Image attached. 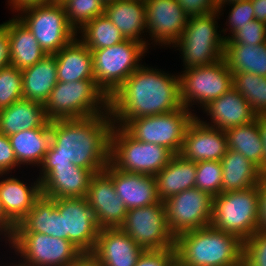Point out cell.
<instances>
[{"label": "cell", "mask_w": 266, "mask_h": 266, "mask_svg": "<svg viewBox=\"0 0 266 266\" xmlns=\"http://www.w3.org/2000/svg\"><path fill=\"white\" fill-rule=\"evenodd\" d=\"M148 49L141 42L125 39L92 51L94 81L108 98L142 65L140 60Z\"/></svg>", "instance_id": "obj_8"}, {"label": "cell", "mask_w": 266, "mask_h": 266, "mask_svg": "<svg viewBox=\"0 0 266 266\" xmlns=\"http://www.w3.org/2000/svg\"><path fill=\"white\" fill-rule=\"evenodd\" d=\"M242 260L247 266H266V232L257 231L243 242Z\"/></svg>", "instance_id": "obj_41"}, {"label": "cell", "mask_w": 266, "mask_h": 266, "mask_svg": "<svg viewBox=\"0 0 266 266\" xmlns=\"http://www.w3.org/2000/svg\"><path fill=\"white\" fill-rule=\"evenodd\" d=\"M182 72L178 74L180 101L189 110L190 106L194 107L192 105L197 103L204 108L233 87V73L224 58L212 65L189 68Z\"/></svg>", "instance_id": "obj_12"}, {"label": "cell", "mask_w": 266, "mask_h": 266, "mask_svg": "<svg viewBox=\"0 0 266 266\" xmlns=\"http://www.w3.org/2000/svg\"><path fill=\"white\" fill-rule=\"evenodd\" d=\"M72 266H98L89 256H84L78 263Z\"/></svg>", "instance_id": "obj_52"}, {"label": "cell", "mask_w": 266, "mask_h": 266, "mask_svg": "<svg viewBox=\"0 0 266 266\" xmlns=\"http://www.w3.org/2000/svg\"><path fill=\"white\" fill-rule=\"evenodd\" d=\"M49 121L78 119L109 110V98L94 80L57 82L44 104Z\"/></svg>", "instance_id": "obj_4"}, {"label": "cell", "mask_w": 266, "mask_h": 266, "mask_svg": "<svg viewBox=\"0 0 266 266\" xmlns=\"http://www.w3.org/2000/svg\"><path fill=\"white\" fill-rule=\"evenodd\" d=\"M239 1H242V0H216L217 11L220 13L221 10L223 11V7L225 4L230 5V4L239 2Z\"/></svg>", "instance_id": "obj_53"}, {"label": "cell", "mask_w": 266, "mask_h": 266, "mask_svg": "<svg viewBox=\"0 0 266 266\" xmlns=\"http://www.w3.org/2000/svg\"><path fill=\"white\" fill-rule=\"evenodd\" d=\"M189 16L206 15L217 10L216 0H177Z\"/></svg>", "instance_id": "obj_45"}, {"label": "cell", "mask_w": 266, "mask_h": 266, "mask_svg": "<svg viewBox=\"0 0 266 266\" xmlns=\"http://www.w3.org/2000/svg\"><path fill=\"white\" fill-rule=\"evenodd\" d=\"M104 171L112 178L116 194L127 210L150 206L160 201L154 176L121 171L110 163Z\"/></svg>", "instance_id": "obj_20"}, {"label": "cell", "mask_w": 266, "mask_h": 266, "mask_svg": "<svg viewBox=\"0 0 266 266\" xmlns=\"http://www.w3.org/2000/svg\"><path fill=\"white\" fill-rule=\"evenodd\" d=\"M225 44L260 45L266 42V24L252 20L225 37Z\"/></svg>", "instance_id": "obj_40"}, {"label": "cell", "mask_w": 266, "mask_h": 266, "mask_svg": "<svg viewBox=\"0 0 266 266\" xmlns=\"http://www.w3.org/2000/svg\"><path fill=\"white\" fill-rule=\"evenodd\" d=\"M10 7L13 11H17L23 7L33 4H44L53 2V0H8Z\"/></svg>", "instance_id": "obj_50"}, {"label": "cell", "mask_w": 266, "mask_h": 266, "mask_svg": "<svg viewBox=\"0 0 266 266\" xmlns=\"http://www.w3.org/2000/svg\"><path fill=\"white\" fill-rule=\"evenodd\" d=\"M86 198L100 229L117 228L124 223L127 208L117 196L112 178L105 171L92 176Z\"/></svg>", "instance_id": "obj_17"}, {"label": "cell", "mask_w": 266, "mask_h": 266, "mask_svg": "<svg viewBox=\"0 0 266 266\" xmlns=\"http://www.w3.org/2000/svg\"><path fill=\"white\" fill-rule=\"evenodd\" d=\"M17 166L20 165L17 162L9 137L0 133V176L11 173Z\"/></svg>", "instance_id": "obj_44"}, {"label": "cell", "mask_w": 266, "mask_h": 266, "mask_svg": "<svg viewBox=\"0 0 266 266\" xmlns=\"http://www.w3.org/2000/svg\"><path fill=\"white\" fill-rule=\"evenodd\" d=\"M173 155L168 148L136 140L121 126L112 127L109 163L116 169L155 176Z\"/></svg>", "instance_id": "obj_7"}, {"label": "cell", "mask_w": 266, "mask_h": 266, "mask_svg": "<svg viewBox=\"0 0 266 266\" xmlns=\"http://www.w3.org/2000/svg\"><path fill=\"white\" fill-rule=\"evenodd\" d=\"M23 98L22 70L8 65L0 69V110Z\"/></svg>", "instance_id": "obj_39"}, {"label": "cell", "mask_w": 266, "mask_h": 266, "mask_svg": "<svg viewBox=\"0 0 266 266\" xmlns=\"http://www.w3.org/2000/svg\"><path fill=\"white\" fill-rule=\"evenodd\" d=\"M180 107L179 75L144 65L109 98L113 123L121 127L132 119L168 113Z\"/></svg>", "instance_id": "obj_2"}, {"label": "cell", "mask_w": 266, "mask_h": 266, "mask_svg": "<svg viewBox=\"0 0 266 266\" xmlns=\"http://www.w3.org/2000/svg\"><path fill=\"white\" fill-rule=\"evenodd\" d=\"M10 245L23 259L19 266H72L85 256L69 240L38 232H14Z\"/></svg>", "instance_id": "obj_10"}, {"label": "cell", "mask_w": 266, "mask_h": 266, "mask_svg": "<svg viewBox=\"0 0 266 266\" xmlns=\"http://www.w3.org/2000/svg\"><path fill=\"white\" fill-rule=\"evenodd\" d=\"M113 125L109 110L85 118L50 121L51 146L39 166L38 179L63 165H77L94 174L104 171L109 165Z\"/></svg>", "instance_id": "obj_1"}, {"label": "cell", "mask_w": 266, "mask_h": 266, "mask_svg": "<svg viewBox=\"0 0 266 266\" xmlns=\"http://www.w3.org/2000/svg\"><path fill=\"white\" fill-rule=\"evenodd\" d=\"M259 121L260 133L264 143L265 157H264V177H266V115L256 117Z\"/></svg>", "instance_id": "obj_51"}, {"label": "cell", "mask_w": 266, "mask_h": 266, "mask_svg": "<svg viewBox=\"0 0 266 266\" xmlns=\"http://www.w3.org/2000/svg\"><path fill=\"white\" fill-rule=\"evenodd\" d=\"M10 65L7 22L0 24V69Z\"/></svg>", "instance_id": "obj_46"}, {"label": "cell", "mask_w": 266, "mask_h": 266, "mask_svg": "<svg viewBox=\"0 0 266 266\" xmlns=\"http://www.w3.org/2000/svg\"><path fill=\"white\" fill-rule=\"evenodd\" d=\"M216 10L210 14L189 16L180 38L172 47H180L184 69L212 65L224 58L225 36L217 32ZM220 33V34H219Z\"/></svg>", "instance_id": "obj_5"}, {"label": "cell", "mask_w": 266, "mask_h": 266, "mask_svg": "<svg viewBox=\"0 0 266 266\" xmlns=\"http://www.w3.org/2000/svg\"><path fill=\"white\" fill-rule=\"evenodd\" d=\"M10 65L23 70L47 54L32 32L16 16L7 21Z\"/></svg>", "instance_id": "obj_27"}, {"label": "cell", "mask_w": 266, "mask_h": 266, "mask_svg": "<svg viewBox=\"0 0 266 266\" xmlns=\"http://www.w3.org/2000/svg\"><path fill=\"white\" fill-rule=\"evenodd\" d=\"M101 1L106 5L107 3H111V2H113L115 0H101Z\"/></svg>", "instance_id": "obj_55"}, {"label": "cell", "mask_w": 266, "mask_h": 266, "mask_svg": "<svg viewBox=\"0 0 266 266\" xmlns=\"http://www.w3.org/2000/svg\"><path fill=\"white\" fill-rule=\"evenodd\" d=\"M15 227L16 226L5 215L0 201V235H4V238L7 237L6 239L10 241Z\"/></svg>", "instance_id": "obj_48"}, {"label": "cell", "mask_w": 266, "mask_h": 266, "mask_svg": "<svg viewBox=\"0 0 266 266\" xmlns=\"http://www.w3.org/2000/svg\"><path fill=\"white\" fill-rule=\"evenodd\" d=\"M14 232H38L63 238V218L55 206V199L41 195Z\"/></svg>", "instance_id": "obj_32"}, {"label": "cell", "mask_w": 266, "mask_h": 266, "mask_svg": "<svg viewBox=\"0 0 266 266\" xmlns=\"http://www.w3.org/2000/svg\"><path fill=\"white\" fill-rule=\"evenodd\" d=\"M234 266H247V265H246L245 262L242 260V261H240L238 264H236V265H234Z\"/></svg>", "instance_id": "obj_54"}, {"label": "cell", "mask_w": 266, "mask_h": 266, "mask_svg": "<svg viewBox=\"0 0 266 266\" xmlns=\"http://www.w3.org/2000/svg\"><path fill=\"white\" fill-rule=\"evenodd\" d=\"M54 55L58 82L94 80L93 54L77 36Z\"/></svg>", "instance_id": "obj_25"}, {"label": "cell", "mask_w": 266, "mask_h": 266, "mask_svg": "<svg viewBox=\"0 0 266 266\" xmlns=\"http://www.w3.org/2000/svg\"><path fill=\"white\" fill-rule=\"evenodd\" d=\"M259 190V230L266 232V177L258 185Z\"/></svg>", "instance_id": "obj_47"}, {"label": "cell", "mask_w": 266, "mask_h": 266, "mask_svg": "<svg viewBox=\"0 0 266 266\" xmlns=\"http://www.w3.org/2000/svg\"><path fill=\"white\" fill-rule=\"evenodd\" d=\"M196 163L174 154L169 163L154 177L160 201L195 187Z\"/></svg>", "instance_id": "obj_28"}, {"label": "cell", "mask_w": 266, "mask_h": 266, "mask_svg": "<svg viewBox=\"0 0 266 266\" xmlns=\"http://www.w3.org/2000/svg\"><path fill=\"white\" fill-rule=\"evenodd\" d=\"M48 122L44 105L27 99L22 98L0 110V133L6 136L44 127Z\"/></svg>", "instance_id": "obj_29"}, {"label": "cell", "mask_w": 266, "mask_h": 266, "mask_svg": "<svg viewBox=\"0 0 266 266\" xmlns=\"http://www.w3.org/2000/svg\"><path fill=\"white\" fill-rule=\"evenodd\" d=\"M41 195V183L38 178L31 183V187L11 176L0 180L1 205L5 215L15 226L26 217Z\"/></svg>", "instance_id": "obj_23"}, {"label": "cell", "mask_w": 266, "mask_h": 266, "mask_svg": "<svg viewBox=\"0 0 266 266\" xmlns=\"http://www.w3.org/2000/svg\"><path fill=\"white\" fill-rule=\"evenodd\" d=\"M224 59L232 73L266 77V42L260 45L225 44Z\"/></svg>", "instance_id": "obj_34"}, {"label": "cell", "mask_w": 266, "mask_h": 266, "mask_svg": "<svg viewBox=\"0 0 266 266\" xmlns=\"http://www.w3.org/2000/svg\"><path fill=\"white\" fill-rule=\"evenodd\" d=\"M195 117L182 106L168 113L132 119L123 128L138 141L157 144L179 154L187 127Z\"/></svg>", "instance_id": "obj_11"}, {"label": "cell", "mask_w": 266, "mask_h": 266, "mask_svg": "<svg viewBox=\"0 0 266 266\" xmlns=\"http://www.w3.org/2000/svg\"><path fill=\"white\" fill-rule=\"evenodd\" d=\"M163 204L174 237L211 224L213 197L196 187L169 197Z\"/></svg>", "instance_id": "obj_14"}, {"label": "cell", "mask_w": 266, "mask_h": 266, "mask_svg": "<svg viewBox=\"0 0 266 266\" xmlns=\"http://www.w3.org/2000/svg\"><path fill=\"white\" fill-rule=\"evenodd\" d=\"M80 41L90 51L113 46L125 40L120 30L105 15H100L85 24L77 33Z\"/></svg>", "instance_id": "obj_35"}, {"label": "cell", "mask_w": 266, "mask_h": 266, "mask_svg": "<svg viewBox=\"0 0 266 266\" xmlns=\"http://www.w3.org/2000/svg\"><path fill=\"white\" fill-rule=\"evenodd\" d=\"M61 3L68 23L76 32L97 16L105 14V4L101 0H64Z\"/></svg>", "instance_id": "obj_37"}, {"label": "cell", "mask_w": 266, "mask_h": 266, "mask_svg": "<svg viewBox=\"0 0 266 266\" xmlns=\"http://www.w3.org/2000/svg\"><path fill=\"white\" fill-rule=\"evenodd\" d=\"M253 5L255 20L266 24V0H251Z\"/></svg>", "instance_id": "obj_49"}, {"label": "cell", "mask_w": 266, "mask_h": 266, "mask_svg": "<svg viewBox=\"0 0 266 266\" xmlns=\"http://www.w3.org/2000/svg\"><path fill=\"white\" fill-rule=\"evenodd\" d=\"M135 266H176L175 248L144 250Z\"/></svg>", "instance_id": "obj_43"}, {"label": "cell", "mask_w": 266, "mask_h": 266, "mask_svg": "<svg viewBox=\"0 0 266 266\" xmlns=\"http://www.w3.org/2000/svg\"><path fill=\"white\" fill-rule=\"evenodd\" d=\"M233 6L231 11L229 12V19L227 26L228 28H223L221 32H225L229 30L232 34L236 29H242V26L248 24V22L255 20L253 5L251 0H242L229 6Z\"/></svg>", "instance_id": "obj_42"}, {"label": "cell", "mask_w": 266, "mask_h": 266, "mask_svg": "<svg viewBox=\"0 0 266 266\" xmlns=\"http://www.w3.org/2000/svg\"><path fill=\"white\" fill-rule=\"evenodd\" d=\"M105 15L125 39L136 40L146 47L151 45L141 35L147 32L145 0H115L105 5Z\"/></svg>", "instance_id": "obj_24"}, {"label": "cell", "mask_w": 266, "mask_h": 266, "mask_svg": "<svg viewBox=\"0 0 266 266\" xmlns=\"http://www.w3.org/2000/svg\"><path fill=\"white\" fill-rule=\"evenodd\" d=\"M176 266H234L242 261L243 241L211 225L175 237Z\"/></svg>", "instance_id": "obj_3"}, {"label": "cell", "mask_w": 266, "mask_h": 266, "mask_svg": "<svg viewBox=\"0 0 266 266\" xmlns=\"http://www.w3.org/2000/svg\"><path fill=\"white\" fill-rule=\"evenodd\" d=\"M17 18L32 32L47 55H54L77 35L62 3L33 4L18 10ZM24 13V14H23Z\"/></svg>", "instance_id": "obj_9"}, {"label": "cell", "mask_w": 266, "mask_h": 266, "mask_svg": "<svg viewBox=\"0 0 266 266\" xmlns=\"http://www.w3.org/2000/svg\"><path fill=\"white\" fill-rule=\"evenodd\" d=\"M64 0H53V2H58V3H61L63 2Z\"/></svg>", "instance_id": "obj_56"}, {"label": "cell", "mask_w": 266, "mask_h": 266, "mask_svg": "<svg viewBox=\"0 0 266 266\" xmlns=\"http://www.w3.org/2000/svg\"><path fill=\"white\" fill-rule=\"evenodd\" d=\"M143 251L120 227L102 228L89 257L98 266H135Z\"/></svg>", "instance_id": "obj_18"}, {"label": "cell", "mask_w": 266, "mask_h": 266, "mask_svg": "<svg viewBox=\"0 0 266 266\" xmlns=\"http://www.w3.org/2000/svg\"><path fill=\"white\" fill-rule=\"evenodd\" d=\"M222 193L246 190L260 184L261 170L240 152L229 150L221 159Z\"/></svg>", "instance_id": "obj_30"}, {"label": "cell", "mask_w": 266, "mask_h": 266, "mask_svg": "<svg viewBox=\"0 0 266 266\" xmlns=\"http://www.w3.org/2000/svg\"><path fill=\"white\" fill-rule=\"evenodd\" d=\"M195 187L212 197L222 193L221 161H200L196 163Z\"/></svg>", "instance_id": "obj_38"}, {"label": "cell", "mask_w": 266, "mask_h": 266, "mask_svg": "<svg viewBox=\"0 0 266 266\" xmlns=\"http://www.w3.org/2000/svg\"><path fill=\"white\" fill-rule=\"evenodd\" d=\"M57 82L56 57L46 55L39 62L22 70L23 99L44 105Z\"/></svg>", "instance_id": "obj_26"}, {"label": "cell", "mask_w": 266, "mask_h": 266, "mask_svg": "<svg viewBox=\"0 0 266 266\" xmlns=\"http://www.w3.org/2000/svg\"><path fill=\"white\" fill-rule=\"evenodd\" d=\"M233 87L248 101L256 116L266 115V77L254 73H233Z\"/></svg>", "instance_id": "obj_36"}, {"label": "cell", "mask_w": 266, "mask_h": 266, "mask_svg": "<svg viewBox=\"0 0 266 266\" xmlns=\"http://www.w3.org/2000/svg\"><path fill=\"white\" fill-rule=\"evenodd\" d=\"M228 151L224 130L201 123L196 117L187 127L179 153L192 162L221 161Z\"/></svg>", "instance_id": "obj_19"}, {"label": "cell", "mask_w": 266, "mask_h": 266, "mask_svg": "<svg viewBox=\"0 0 266 266\" xmlns=\"http://www.w3.org/2000/svg\"><path fill=\"white\" fill-rule=\"evenodd\" d=\"M55 206L63 218V239L89 256L95 248L100 228L87 198H55Z\"/></svg>", "instance_id": "obj_15"}, {"label": "cell", "mask_w": 266, "mask_h": 266, "mask_svg": "<svg viewBox=\"0 0 266 266\" xmlns=\"http://www.w3.org/2000/svg\"><path fill=\"white\" fill-rule=\"evenodd\" d=\"M94 173L77 165L54 167L41 181V193L49 198L86 197Z\"/></svg>", "instance_id": "obj_22"}, {"label": "cell", "mask_w": 266, "mask_h": 266, "mask_svg": "<svg viewBox=\"0 0 266 266\" xmlns=\"http://www.w3.org/2000/svg\"><path fill=\"white\" fill-rule=\"evenodd\" d=\"M212 227L246 241L259 230L258 185L213 197Z\"/></svg>", "instance_id": "obj_6"}, {"label": "cell", "mask_w": 266, "mask_h": 266, "mask_svg": "<svg viewBox=\"0 0 266 266\" xmlns=\"http://www.w3.org/2000/svg\"><path fill=\"white\" fill-rule=\"evenodd\" d=\"M120 228L144 250L174 248L175 237L168 227L163 201L127 210Z\"/></svg>", "instance_id": "obj_13"}, {"label": "cell", "mask_w": 266, "mask_h": 266, "mask_svg": "<svg viewBox=\"0 0 266 266\" xmlns=\"http://www.w3.org/2000/svg\"><path fill=\"white\" fill-rule=\"evenodd\" d=\"M8 137L20 166L39 167L51 146L50 121L44 127L23 130Z\"/></svg>", "instance_id": "obj_31"}, {"label": "cell", "mask_w": 266, "mask_h": 266, "mask_svg": "<svg viewBox=\"0 0 266 266\" xmlns=\"http://www.w3.org/2000/svg\"><path fill=\"white\" fill-rule=\"evenodd\" d=\"M202 110L211 117L212 122L206 123V121L200 120L201 118L196 116L201 123L224 131L235 126L251 123L257 117L248 101L234 87L219 98L209 102Z\"/></svg>", "instance_id": "obj_21"}, {"label": "cell", "mask_w": 266, "mask_h": 266, "mask_svg": "<svg viewBox=\"0 0 266 266\" xmlns=\"http://www.w3.org/2000/svg\"><path fill=\"white\" fill-rule=\"evenodd\" d=\"M228 149L240 152L246 159L255 164L264 176V143L260 133L259 121L235 126L225 130Z\"/></svg>", "instance_id": "obj_33"}, {"label": "cell", "mask_w": 266, "mask_h": 266, "mask_svg": "<svg viewBox=\"0 0 266 266\" xmlns=\"http://www.w3.org/2000/svg\"><path fill=\"white\" fill-rule=\"evenodd\" d=\"M146 31L154 44L173 45L188 21L177 0H145Z\"/></svg>", "instance_id": "obj_16"}]
</instances>
